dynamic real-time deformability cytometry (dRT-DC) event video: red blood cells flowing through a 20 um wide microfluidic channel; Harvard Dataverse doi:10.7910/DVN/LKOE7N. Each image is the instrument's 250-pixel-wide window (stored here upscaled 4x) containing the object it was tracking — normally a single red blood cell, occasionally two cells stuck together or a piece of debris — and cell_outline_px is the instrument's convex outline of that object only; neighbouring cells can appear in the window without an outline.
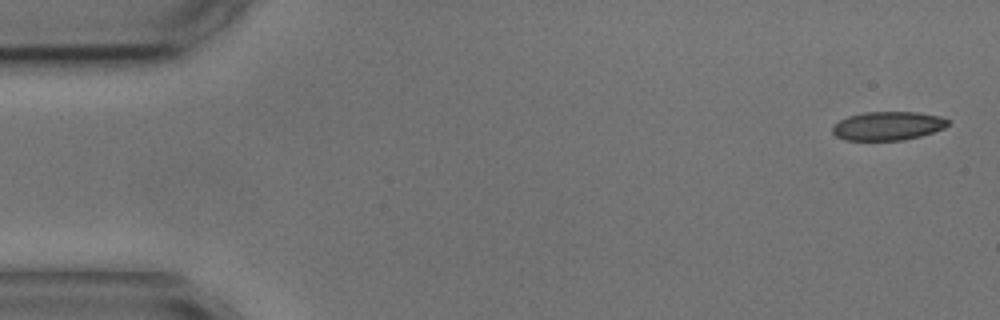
{"species": "common noctule bat (a hibernating species)", "species_latin": "Nyctalus noctula", "temperature_condition": "cold", "stored_images_in_passage": 4, "camera_frame_rate_fps": 3000, "um_per_image_px": 0.085, "animal": {"sex": "male", "body_mass_g": 17.9, "forearm_length_mm": 54.2}, "frame": {"image": 1, "passage_image": 1, "time_ms": 0.0, "image_size_px": [1000, 320], "cell_outline_px": [[948, 124], [944, 128], [920, 136], [904, 140], [844, 140], [836, 136], [832, 132], [832, 128], [840, 120], [848, 116], [864, 112], [920, 112], [940, 116], [948, 120]], "centroid_in_image_um": [75.46, 10.7], "position_along_channel_um": 9.5, "area_um2": 19.25}}